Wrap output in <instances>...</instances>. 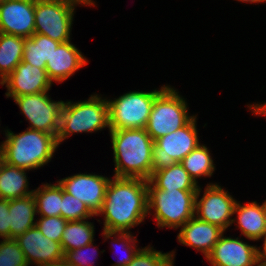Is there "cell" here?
<instances>
[{"instance_id": "obj_1", "label": "cell", "mask_w": 266, "mask_h": 266, "mask_svg": "<svg viewBox=\"0 0 266 266\" xmlns=\"http://www.w3.org/2000/svg\"><path fill=\"white\" fill-rule=\"evenodd\" d=\"M148 180L140 178L110 179L105 191L102 209L103 230L130 232L148 215Z\"/></svg>"}, {"instance_id": "obj_2", "label": "cell", "mask_w": 266, "mask_h": 266, "mask_svg": "<svg viewBox=\"0 0 266 266\" xmlns=\"http://www.w3.org/2000/svg\"><path fill=\"white\" fill-rule=\"evenodd\" d=\"M114 177L148 180L152 174L154 140L145 128L109 130Z\"/></svg>"}, {"instance_id": "obj_3", "label": "cell", "mask_w": 266, "mask_h": 266, "mask_svg": "<svg viewBox=\"0 0 266 266\" xmlns=\"http://www.w3.org/2000/svg\"><path fill=\"white\" fill-rule=\"evenodd\" d=\"M5 136L3 161L28 171L50 162L59 146L57 136L29 128L19 134L6 129Z\"/></svg>"}, {"instance_id": "obj_4", "label": "cell", "mask_w": 266, "mask_h": 266, "mask_svg": "<svg viewBox=\"0 0 266 266\" xmlns=\"http://www.w3.org/2000/svg\"><path fill=\"white\" fill-rule=\"evenodd\" d=\"M109 128L107 99L100 95H90L85 101L63 102L57 141L60 145L74 133L97 132Z\"/></svg>"}, {"instance_id": "obj_5", "label": "cell", "mask_w": 266, "mask_h": 266, "mask_svg": "<svg viewBox=\"0 0 266 266\" xmlns=\"http://www.w3.org/2000/svg\"><path fill=\"white\" fill-rule=\"evenodd\" d=\"M197 190H160L148 181V215L154 211L159 228L182 227L195 216Z\"/></svg>"}, {"instance_id": "obj_6", "label": "cell", "mask_w": 266, "mask_h": 266, "mask_svg": "<svg viewBox=\"0 0 266 266\" xmlns=\"http://www.w3.org/2000/svg\"><path fill=\"white\" fill-rule=\"evenodd\" d=\"M166 87L150 92L130 91L107 100L109 130L146 128L154 100Z\"/></svg>"}, {"instance_id": "obj_7", "label": "cell", "mask_w": 266, "mask_h": 266, "mask_svg": "<svg viewBox=\"0 0 266 266\" xmlns=\"http://www.w3.org/2000/svg\"><path fill=\"white\" fill-rule=\"evenodd\" d=\"M170 85L155 98L146 131L155 141L161 136L185 126L194 115L188 114V104Z\"/></svg>"}, {"instance_id": "obj_8", "label": "cell", "mask_w": 266, "mask_h": 266, "mask_svg": "<svg viewBox=\"0 0 266 266\" xmlns=\"http://www.w3.org/2000/svg\"><path fill=\"white\" fill-rule=\"evenodd\" d=\"M72 0H35V33L54 41H70L75 7Z\"/></svg>"}, {"instance_id": "obj_9", "label": "cell", "mask_w": 266, "mask_h": 266, "mask_svg": "<svg viewBox=\"0 0 266 266\" xmlns=\"http://www.w3.org/2000/svg\"><path fill=\"white\" fill-rule=\"evenodd\" d=\"M194 117L175 132L159 137L154 141L152 173L181 162L200 143Z\"/></svg>"}, {"instance_id": "obj_10", "label": "cell", "mask_w": 266, "mask_h": 266, "mask_svg": "<svg viewBox=\"0 0 266 266\" xmlns=\"http://www.w3.org/2000/svg\"><path fill=\"white\" fill-rule=\"evenodd\" d=\"M36 93L14 97L26 120L31 124L28 128L43 131L57 136L60 126V114L64 101H53L47 93Z\"/></svg>"}, {"instance_id": "obj_11", "label": "cell", "mask_w": 266, "mask_h": 266, "mask_svg": "<svg viewBox=\"0 0 266 266\" xmlns=\"http://www.w3.org/2000/svg\"><path fill=\"white\" fill-rule=\"evenodd\" d=\"M202 189L200 186L196 193L195 216L204 222L226 229L232 225L234 206L237 200L219 184L208 183L203 197L199 199Z\"/></svg>"}, {"instance_id": "obj_12", "label": "cell", "mask_w": 266, "mask_h": 266, "mask_svg": "<svg viewBox=\"0 0 266 266\" xmlns=\"http://www.w3.org/2000/svg\"><path fill=\"white\" fill-rule=\"evenodd\" d=\"M109 180L110 178L99 174L79 173L59 179L57 182L64 191L85 203L96 216L102 209Z\"/></svg>"}, {"instance_id": "obj_13", "label": "cell", "mask_w": 266, "mask_h": 266, "mask_svg": "<svg viewBox=\"0 0 266 266\" xmlns=\"http://www.w3.org/2000/svg\"><path fill=\"white\" fill-rule=\"evenodd\" d=\"M212 266H259V248L249 245L239 237L220 236L206 257Z\"/></svg>"}, {"instance_id": "obj_14", "label": "cell", "mask_w": 266, "mask_h": 266, "mask_svg": "<svg viewBox=\"0 0 266 266\" xmlns=\"http://www.w3.org/2000/svg\"><path fill=\"white\" fill-rule=\"evenodd\" d=\"M35 0H6L0 4V32L22 38L35 34Z\"/></svg>"}, {"instance_id": "obj_15", "label": "cell", "mask_w": 266, "mask_h": 266, "mask_svg": "<svg viewBox=\"0 0 266 266\" xmlns=\"http://www.w3.org/2000/svg\"><path fill=\"white\" fill-rule=\"evenodd\" d=\"M52 84L45 69L32 66L23 61L1 82L2 86L6 85L7 87L6 97H11L12 99L49 91Z\"/></svg>"}, {"instance_id": "obj_16", "label": "cell", "mask_w": 266, "mask_h": 266, "mask_svg": "<svg viewBox=\"0 0 266 266\" xmlns=\"http://www.w3.org/2000/svg\"><path fill=\"white\" fill-rule=\"evenodd\" d=\"M15 240L23 251L28 265L39 266L64 259L61 243L45 237L36 226L18 235Z\"/></svg>"}, {"instance_id": "obj_17", "label": "cell", "mask_w": 266, "mask_h": 266, "mask_svg": "<svg viewBox=\"0 0 266 266\" xmlns=\"http://www.w3.org/2000/svg\"><path fill=\"white\" fill-rule=\"evenodd\" d=\"M87 59L75 47L71 40L65 43H60L54 49L50 60L46 63V73L49 80L53 83L63 82L70 78L77 70L87 65Z\"/></svg>"}, {"instance_id": "obj_18", "label": "cell", "mask_w": 266, "mask_h": 266, "mask_svg": "<svg viewBox=\"0 0 266 266\" xmlns=\"http://www.w3.org/2000/svg\"><path fill=\"white\" fill-rule=\"evenodd\" d=\"M224 232L219 226L194 216L181 227L177 239L179 243L202 252L206 258Z\"/></svg>"}, {"instance_id": "obj_19", "label": "cell", "mask_w": 266, "mask_h": 266, "mask_svg": "<svg viewBox=\"0 0 266 266\" xmlns=\"http://www.w3.org/2000/svg\"><path fill=\"white\" fill-rule=\"evenodd\" d=\"M237 214L236 218L232 219V224L236 222L241 230V234L248 240L258 241L263 238L266 231L265 219L262 212V207L256 201L241 205L240 201H236L233 214Z\"/></svg>"}, {"instance_id": "obj_20", "label": "cell", "mask_w": 266, "mask_h": 266, "mask_svg": "<svg viewBox=\"0 0 266 266\" xmlns=\"http://www.w3.org/2000/svg\"><path fill=\"white\" fill-rule=\"evenodd\" d=\"M27 169L12 166L2 161L0 164V199L13 200L27 197L34 190H28Z\"/></svg>"}, {"instance_id": "obj_21", "label": "cell", "mask_w": 266, "mask_h": 266, "mask_svg": "<svg viewBox=\"0 0 266 266\" xmlns=\"http://www.w3.org/2000/svg\"><path fill=\"white\" fill-rule=\"evenodd\" d=\"M37 213L33 194L9 200L10 239L24 234L28 229L35 227Z\"/></svg>"}, {"instance_id": "obj_22", "label": "cell", "mask_w": 266, "mask_h": 266, "mask_svg": "<svg viewBox=\"0 0 266 266\" xmlns=\"http://www.w3.org/2000/svg\"><path fill=\"white\" fill-rule=\"evenodd\" d=\"M148 181L160 190H197L199 187L180 162L153 172Z\"/></svg>"}, {"instance_id": "obj_23", "label": "cell", "mask_w": 266, "mask_h": 266, "mask_svg": "<svg viewBox=\"0 0 266 266\" xmlns=\"http://www.w3.org/2000/svg\"><path fill=\"white\" fill-rule=\"evenodd\" d=\"M25 38L0 32V84L23 60Z\"/></svg>"}, {"instance_id": "obj_24", "label": "cell", "mask_w": 266, "mask_h": 266, "mask_svg": "<svg viewBox=\"0 0 266 266\" xmlns=\"http://www.w3.org/2000/svg\"><path fill=\"white\" fill-rule=\"evenodd\" d=\"M59 44L46 35L35 33L25 39L22 61L46 69L47 61Z\"/></svg>"}, {"instance_id": "obj_25", "label": "cell", "mask_w": 266, "mask_h": 266, "mask_svg": "<svg viewBox=\"0 0 266 266\" xmlns=\"http://www.w3.org/2000/svg\"><path fill=\"white\" fill-rule=\"evenodd\" d=\"M87 220L67 222L61 239V247L64 253L94 242V224Z\"/></svg>"}, {"instance_id": "obj_26", "label": "cell", "mask_w": 266, "mask_h": 266, "mask_svg": "<svg viewBox=\"0 0 266 266\" xmlns=\"http://www.w3.org/2000/svg\"><path fill=\"white\" fill-rule=\"evenodd\" d=\"M36 210L40 216H60L62 208V187L57 184H42L33 191Z\"/></svg>"}, {"instance_id": "obj_27", "label": "cell", "mask_w": 266, "mask_h": 266, "mask_svg": "<svg viewBox=\"0 0 266 266\" xmlns=\"http://www.w3.org/2000/svg\"><path fill=\"white\" fill-rule=\"evenodd\" d=\"M210 154L207 146L199 144L180 162L196 183L198 178L211 177L215 171V164Z\"/></svg>"}, {"instance_id": "obj_28", "label": "cell", "mask_w": 266, "mask_h": 266, "mask_svg": "<svg viewBox=\"0 0 266 266\" xmlns=\"http://www.w3.org/2000/svg\"><path fill=\"white\" fill-rule=\"evenodd\" d=\"M60 216L67 221H81L92 218L95 215L78 198L72 196L62 188V208Z\"/></svg>"}, {"instance_id": "obj_29", "label": "cell", "mask_w": 266, "mask_h": 266, "mask_svg": "<svg viewBox=\"0 0 266 266\" xmlns=\"http://www.w3.org/2000/svg\"><path fill=\"white\" fill-rule=\"evenodd\" d=\"M131 233L132 232H110L103 230L102 235L105 238L104 241L106 239H110L113 236L114 237L113 242L119 246L118 249L122 246L121 248L123 250H126V253L128 254L127 255L125 253L127 256H124L122 259L118 260L117 263L113 264L112 266H127L132 261L133 257L137 254V252L140 250V248L137 249L138 246L136 245L137 237L135 239V237Z\"/></svg>"}, {"instance_id": "obj_30", "label": "cell", "mask_w": 266, "mask_h": 266, "mask_svg": "<svg viewBox=\"0 0 266 266\" xmlns=\"http://www.w3.org/2000/svg\"><path fill=\"white\" fill-rule=\"evenodd\" d=\"M0 266H29L15 239L0 241Z\"/></svg>"}, {"instance_id": "obj_31", "label": "cell", "mask_w": 266, "mask_h": 266, "mask_svg": "<svg viewBox=\"0 0 266 266\" xmlns=\"http://www.w3.org/2000/svg\"><path fill=\"white\" fill-rule=\"evenodd\" d=\"M67 222L68 221L61 216H40L39 220H36L35 226L45 237L61 243L62 233L64 232Z\"/></svg>"}, {"instance_id": "obj_32", "label": "cell", "mask_w": 266, "mask_h": 266, "mask_svg": "<svg viewBox=\"0 0 266 266\" xmlns=\"http://www.w3.org/2000/svg\"><path fill=\"white\" fill-rule=\"evenodd\" d=\"M93 244L94 243L92 242L78 249H74L72 251H66L64 253L63 260L67 263L68 266H94L93 263L95 262L94 261L92 262V259H95L97 253H99V251L97 252L99 248L96 249V247H94ZM90 249H92V251H90ZM90 256L92 257L91 260Z\"/></svg>"}, {"instance_id": "obj_33", "label": "cell", "mask_w": 266, "mask_h": 266, "mask_svg": "<svg viewBox=\"0 0 266 266\" xmlns=\"http://www.w3.org/2000/svg\"><path fill=\"white\" fill-rule=\"evenodd\" d=\"M169 255L170 252L162 253L150 245L141 247L127 266H159Z\"/></svg>"}, {"instance_id": "obj_34", "label": "cell", "mask_w": 266, "mask_h": 266, "mask_svg": "<svg viewBox=\"0 0 266 266\" xmlns=\"http://www.w3.org/2000/svg\"><path fill=\"white\" fill-rule=\"evenodd\" d=\"M0 237L10 239L9 200L0 199Z\"/></svg>"}, {"instance_id": "obj_35", "label": "cell", "mask_w": 266, "mask_h": 266, "mask_svg": "<svg viewBox=\"0 0 266 266\" xmlns=\"http://www.w3.org/2000/svg\"><path fill=\"white\" fill-rule=\"evenodd\" d=\"M248 107H249L250 110H252L254 115H264V116H266V103H264V104L254 103L253 105H249L248 104Z\"/></svg>"}, {"instance_id": "obj_36", "label": "cell", "mask_w": 266, "mask_h": 266, "mask_svg": "<svg viewBox=\"0 0 266 266\" xmlns=\"http://www.w3.org/2000/svg\"><path fill=\"white\" fill-rule=\"evenodd\" d=\"M263 237L264 238H262V239H264V243L262 246L263 248L259 247V258H260L261 264H266V231H265V234Z\"/></svg>"}, {"instance_id": "obj_37", "label": "cell", "mask_w": 266, "mask_h": 266, "mask_svg": "<svg viewBox=\"0 0 266 266\" xmlns=\"http://www.w3.org/2000/svg\"><path fill=\"white\" fill-rule=\"evenodd\" d=\"M174 253V251H171L170 255L159 266H174Z\"/></svg>"}, {"instance_id": "obj_38", "label": "cell", "mask_w": 266, "mask_h": 266, "mask_svg": "<svg viewBox=\"0 0 266 266\" xmlns=\"http://www.w3.org/2000/svg\"><path fill=\"white\" fill-rule=\"evenodd\" d=\"M75 1L77 3H79L80 5H88V6H94L95 7V2L93 0H72Z\"/></svg>"}, {"instance_id": "obj_39", "label": "cell", "mask_w": 266, "mask_h": 266, "mask_svg": "<svg viewBox=\"0 0 266 266\" xmlns=\"http://www.w3.org/2000/svg\"><path fill=\"white\" fill-rule=\"evenodd\" d=\"M39 266H68V265L64 260H61L59 262L43 264V265H39Z\"/></svg>"}, {"instance_id": "obj_40", "label": "cell", "mask_w": 266, "mask_h": 266, "mask_svg": "<svg viewBox=\"0 0 266 266\" xmlns=\"http://www.w3.org/2000/svg\"><path fill=\"white\" fill-rule=\"evenodd\" d=\"M239 2H248V3H264L266 0H237Z\"/></svg>"}, {"instance_id": "obj_41", "label": "cell", "mask_w": 266, "mask_h": 266, "mask_svg": "<svg viewBox=\"0 0 266 266\" xmlns=\"http://www.w3.org/2000/svg\"><path fill=\"white\" fill-rule=\"evenodd\" d=\"M262 207V212H263V216L265 219V224H266V200L264 201V203L261 205Z\"/></svg>"}, {"instance_id": "obj_42", "label": "cell", "mask_w": 266, "mask_h": 266, "mask_svg": "<svg viewBox=\"0 0 266 266\" xmlns=\"http://www.w3.org/2000/svg\"><path fill=\"white\" fill-rule=\"evenodd\" d=\"M2 161H3V145L1 143V145H0V164Z\"/></svg>"}]
</instances>
